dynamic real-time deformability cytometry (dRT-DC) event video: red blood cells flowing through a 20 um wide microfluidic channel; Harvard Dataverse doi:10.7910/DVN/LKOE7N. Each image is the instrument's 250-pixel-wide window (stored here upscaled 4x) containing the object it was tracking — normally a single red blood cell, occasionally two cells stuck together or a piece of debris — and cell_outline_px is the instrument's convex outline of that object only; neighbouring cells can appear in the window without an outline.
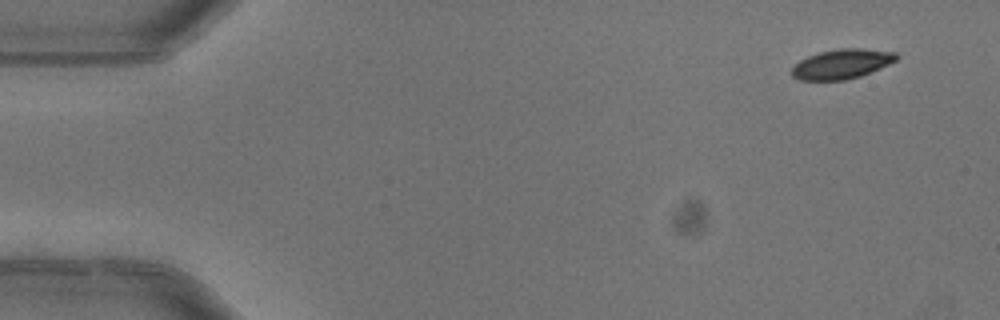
{"species": "common noctule bat (a hibernating species)", "species_latin": "Nyctalus noctula", "temperature_condition": "warm", "stored_images_in_passage": 3, "camera_frame_rate_fps": 3000, "um_per_image_px": 0.085, "animal": {"sex": "female"}, "frame": {"image": 1, "passage_image": 1, "time_ms": 0.0, "image_size_px": [1000, 320], "cell_outline_px": [[900, 56], [896, 60], [880, 68], [860, 76], [844, 80], [800, 80], [792, 76], [792, 68], [800, 60], [808, 56], [820, 52], [840, 48], [864, 48], [896, 52]], "centroid_in_image_um": [71.57, 5.43], "position_along_channel_um": 13.4, "area_um2": 18.03}}